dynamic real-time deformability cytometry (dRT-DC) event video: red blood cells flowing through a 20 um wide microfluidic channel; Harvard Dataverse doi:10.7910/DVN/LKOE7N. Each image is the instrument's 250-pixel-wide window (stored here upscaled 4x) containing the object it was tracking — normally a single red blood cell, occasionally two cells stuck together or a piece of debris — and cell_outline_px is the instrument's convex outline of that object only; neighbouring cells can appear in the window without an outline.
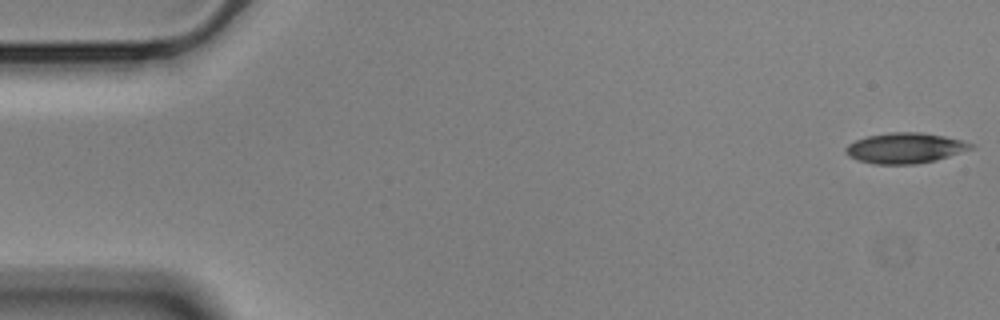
{"species": "Egyptian fruit bat (a non-hibernating species)", "species_latin": "Rousettus aegyptiacus", "temperature_condition": "cold", "stored_images_in_passage": 57, "segment_of_instrument_passage": [1, 2], "camera_frame_rate_fps": 3000, "um_per_image_px": 0.085, "animal": {"sex": "male"}, "frame": {"image": 1, "passage_image": 1, "time_ms": 0.0, "image_size_px": [1000, 320], "cell_outline_px": [[976, 144], [972, 148], [936, 160], [916, 164], [872, 164], [856, 160], [848, 156], [844, 148], [848, 144], [856, 140], [868, 136], [888, 132], [920, 132], [944, 136]], "centroid_in_image_um": [76.89, 12.59], "position_along_channel_um": 8.1, "area_um2": 22.2}}
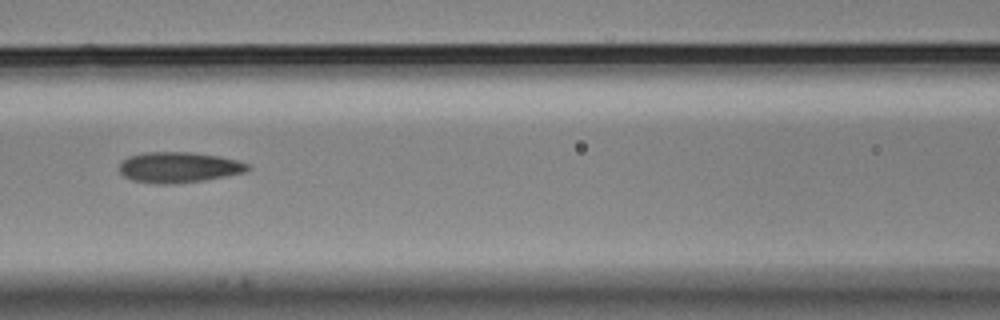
{"frame": {"image": 2, "passage_image": 24, "time_ms": 7.667, "image_size_px": [1000, 320], "cell_outline_px": [[252, 168], [244, 172], [204, 180], [176, 184], [156, 184], [132, 180], [124, 176], [120, 172], [120, 164], [128, 156], [144, 152], [188, 152], [220, 156], [236, 160], [248, 164]], "centroid_in_image_um": [15.18, 14.22], "position_along_channel_um": 151.4, "area_um2": 22.89}}
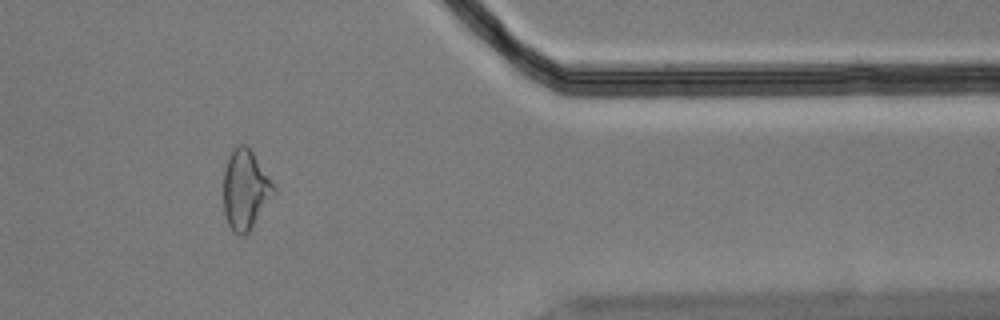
{"frame": {"image": 3, "passage_image": 46, "time_ms": 15.0, "image_size_px": [1000, 320], "cell_outline_px": [[276, 192], [248, 232], [244, 236], [240, 236], [232, 232], [224, 216], [224, 172], [228, 156], [236, 144], [244, 144], [252, 152], [276, 184]], "centroid_in_image_um": [20.86, 16.12], "position_along_channel_um": 390.5, "area_um2": 23.52}}